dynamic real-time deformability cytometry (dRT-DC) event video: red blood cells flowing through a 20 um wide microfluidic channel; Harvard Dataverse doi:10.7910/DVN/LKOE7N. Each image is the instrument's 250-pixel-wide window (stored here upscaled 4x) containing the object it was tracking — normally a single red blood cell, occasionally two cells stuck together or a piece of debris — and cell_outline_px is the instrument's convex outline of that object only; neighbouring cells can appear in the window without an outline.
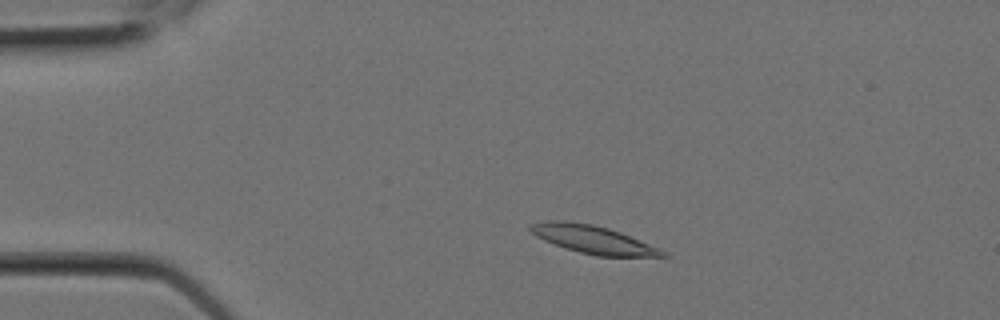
{"species": "Egyptian fruit bat (a non-hibernating species)", "species_latin": "Rousettus aegyptiacus", "temperature_condition": "room temperature", "stored_images_in_passage": 6, "camera_frame_rate_fps": 3000, "um_per_image_px": 0.085, "animal": {"sex": "female"}, "frame": {"image": 1, "passage_image": 3, "time_ms": 0.667, "image_size_px": [1000, 320], "cell_outline_px": [[668, 256], [596, 256], [580, 252], [544, 240], [536, 236], [528, 228], [528, 224], [548, 220], [564, 220], [592, 224], [608, 228], [620, 232], [660, 248], [668, 252]], "centroid_in_image_um": [50.41, 20.34], "position_along_channel_um": 34.6, "area_um2": 21.39}}
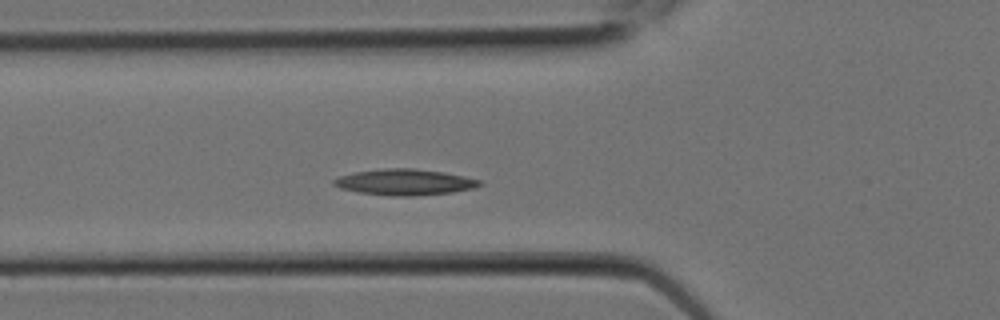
{"frame": {"image": 2, "passage_image": 6, "time_ms": 1.667, "image_size_px": [1000, 320], "cell_outline_px": [[484, 184], [472, 188], [452, 192], [412, 196], [392, 196], [360, 192], [340, 188], [332, 184], [332, 180], [340, 176], [356, 172], [380, 168], [412, 168], [444, 172], [484, 180]], "centroid_in_image_um": [34.43, 15.47], "position_along_channel_um": 91.4, "area_um2": 22.14}}